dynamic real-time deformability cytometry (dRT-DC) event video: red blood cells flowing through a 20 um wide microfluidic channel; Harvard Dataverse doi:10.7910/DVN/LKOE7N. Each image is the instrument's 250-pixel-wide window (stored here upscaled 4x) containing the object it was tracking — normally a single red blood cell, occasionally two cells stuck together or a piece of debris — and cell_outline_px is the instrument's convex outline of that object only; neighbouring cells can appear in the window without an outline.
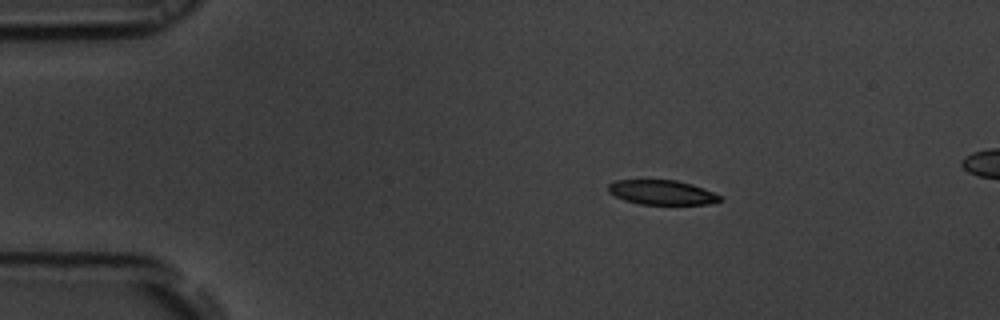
{"species": "common noctule bat (a hibernating species)", "species_latin": "Nyctalus noctula", "temperature_condition": "room temperature", "stored_images_in_passage": 46, "camera_frame_rate_fps": 3000, "um_per_image_px": 0.085, "animal": {"sex": "male", "body_mass_g": 19.5, "forearm_length_mm": 54.6}, "frame": {"image": 1, "passage_image": 1, "time_ms": 0.0, "image_size_px": [1000, 320], "cell_outline_px": [[724, 200], [708, 204], [640, 204], [624, 200], [608, 192], [608, 184], [616, 180], [676, 180], [692, 184], [704, 188], [724, 196]], "centroid_in_image_um": [56.31, 16.35], "position_along_channel_um": 28.7, "area_um2": 16.13}}
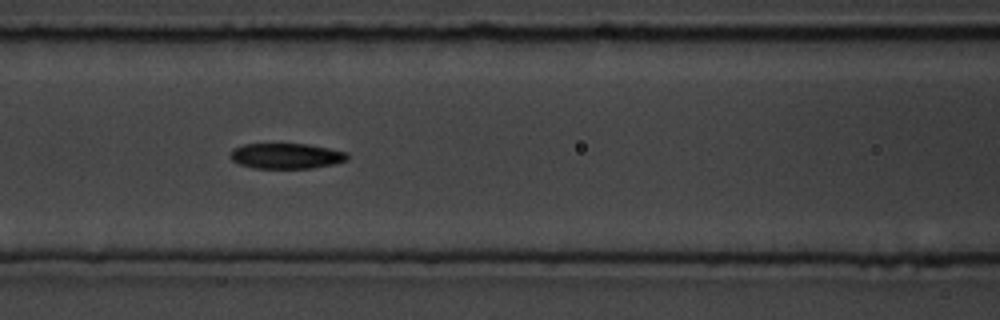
{"frame": {"image": 2, "passage_image": 15, "time_ms": 4.667, "image_size_px": [1000, 320], "cell_outline_px": [[348, 160], [332, 164], [312, 168], [252, 168], [240, 164], [232, 160], [228, 156], [232, 148], [244, 144], [308, 144], [348, 152]], "centroid_in_image_um": [24.3, 13.25], "position_along_channel_um": 142.3, "area_um2": 17.46}}
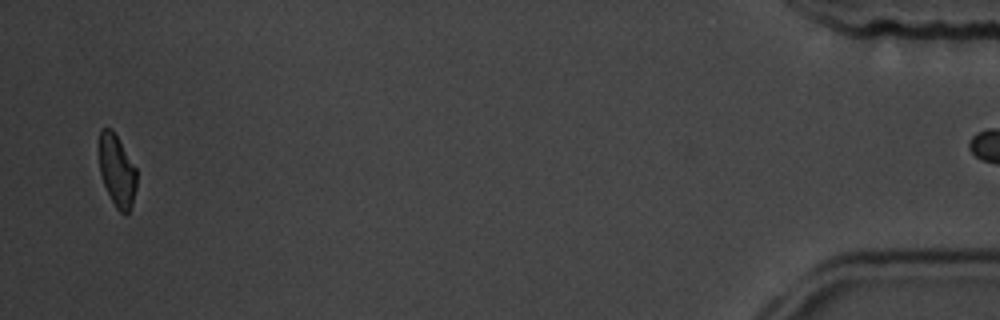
{"frame": {"image": 3, "passage_image": 45, "time_ms": 14.667, "image_size_px": [1000, 320], "cell_outline_px": [[136, 188], [132, 204], [128, 216], [124, 216], [116, 208], [104, 184], [100, 172], [100, 128], [112, 128], [136, 168]], "centroid_in_image_um": [9.96, 14.55], "position_along_channel_um": 425.2, "area_um2": 15.61}}